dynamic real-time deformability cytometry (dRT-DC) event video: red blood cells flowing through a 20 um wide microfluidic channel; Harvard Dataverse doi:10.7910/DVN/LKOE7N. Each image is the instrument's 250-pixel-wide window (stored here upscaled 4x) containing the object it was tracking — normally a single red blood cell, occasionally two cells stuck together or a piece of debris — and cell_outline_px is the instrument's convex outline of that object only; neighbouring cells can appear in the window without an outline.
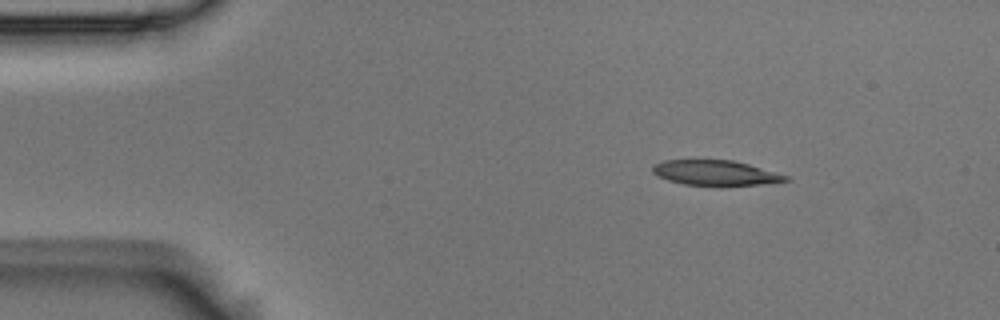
{"species": "Egyptian fruit bat (a non-hibernating species)", "species_latin": "Rousettus aegyptiacus", "temperature_condition": "room temperature", "stored_images_in_passage": 4, "camera_frame_rate_fps": 3000, "um_per_image_px": 0.085, "animal": {"sex": "male"}, "frame": {"image": 1, "passage_image": 2, "time_ms": 0.333, "image_size_px": [1000, 320], "cell_outline_px": [[788, 180], [756, 184], [720, 188], [684, 184], [668, 180], [656, 176], [652, 172], [652, 168], [656, 164], [664, 160], [732, 160], [748, 164], [788, 176]], "centroid_in_image_um": [60.76, 14.72], "position_along_channel_um": 24.2, "area_um2": 19.71}}